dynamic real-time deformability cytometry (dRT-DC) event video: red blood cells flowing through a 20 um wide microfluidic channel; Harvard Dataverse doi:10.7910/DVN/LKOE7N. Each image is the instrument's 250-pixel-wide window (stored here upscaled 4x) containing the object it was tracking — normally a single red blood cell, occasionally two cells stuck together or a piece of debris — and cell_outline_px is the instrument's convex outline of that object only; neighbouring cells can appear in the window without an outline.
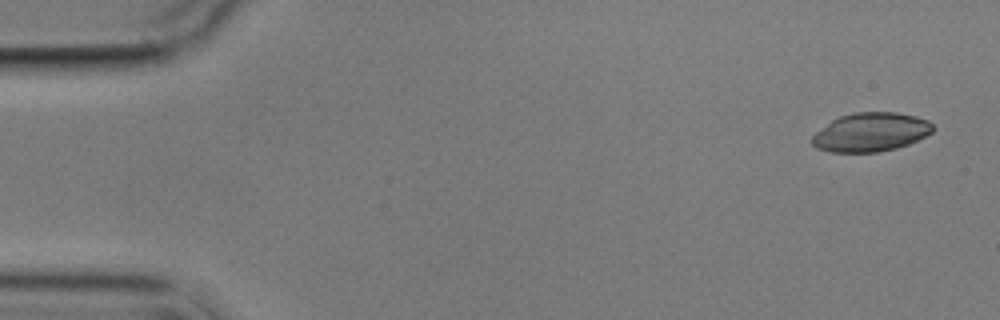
{"species": "common noctule bat (a hibernating species)", "species_latin": "Nyctalus noctula", "temperature_condition": "cold", "stored_images_in_passage": 6, "camera_frame_rate_fps": 3000, "um_per_image_px": 0.085, "animal": {"sex": "male", "body_mass_g": 17.9}, "frame": {"image": 1, "passage_image": 1, "time_ms": 0.0, "image_size_px": [1000, 320], "cell_outline_px": [[936, 128], [932, 132], [908, 144], [896, 148], [876, 152], [832, 152], [816, 148], [812, 144], [812, 136], [816, 132], [832, 120], [840, 116], [856, 112], [896, 112], [916, 116], [928, 120]], "centroid_in_image_um": [74.02, 11.23], "position_along_channel_um": 11.0, "area_um2": 27.22}}
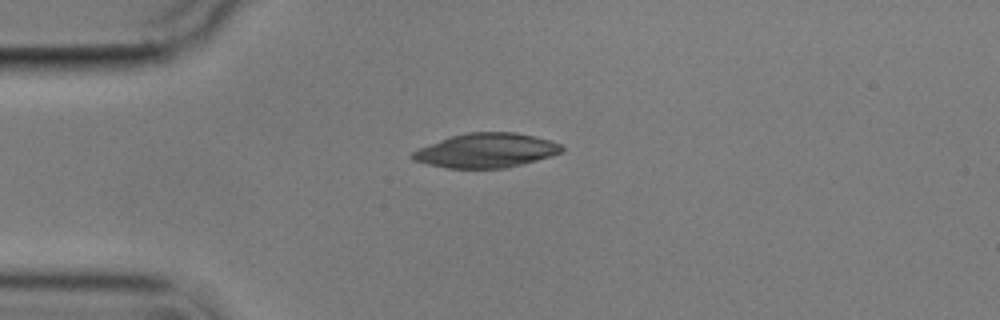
{"frame": {"image": 2, "passage_image": 4, "time_ms": 3.667, "image_size_px": [1000, 320], "cell_outline_px": [[564, 148], [560, 152], [552, 156], [508, 168], [448, 168], [428, 164], [412, 160], [408, 156], [416, 148], [452, 136], [468, 132], [516, 132], [548, 140], [560, 144]], "centroid_in_image_um": [41.28, 12.8], "position_along_channel_um": 43.7, "area_um2": 29.88}}
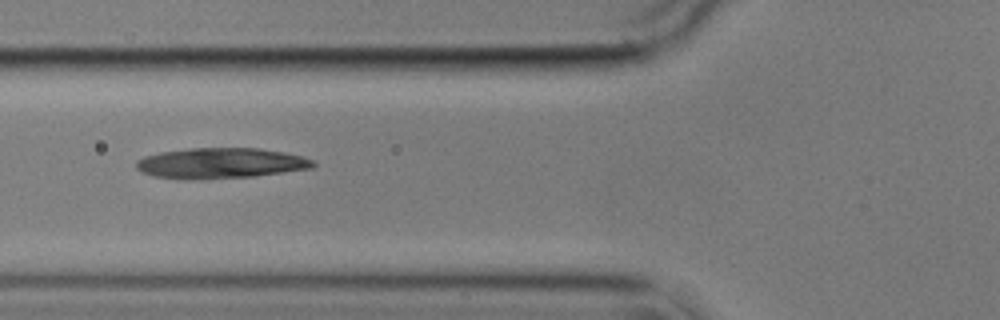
{"frame": {"image": 3, "passage_image": 6, "time_ms": 6.0, "image_size_px": [1000, 320], "cell_outline_px": [[316, 164], [312, 168], [256, 176], [204, 180], [180, 180], [152, 176], [136, 168], [136, 160], [144, 156], [160, 152], [192, 148], [260, 148], [284, 152], [304, 156], [312, 160]], "centroid_in_image_um": [18.74, 13.88], "position_along_channel_um": 107.1, "area_um2": 31.96}}